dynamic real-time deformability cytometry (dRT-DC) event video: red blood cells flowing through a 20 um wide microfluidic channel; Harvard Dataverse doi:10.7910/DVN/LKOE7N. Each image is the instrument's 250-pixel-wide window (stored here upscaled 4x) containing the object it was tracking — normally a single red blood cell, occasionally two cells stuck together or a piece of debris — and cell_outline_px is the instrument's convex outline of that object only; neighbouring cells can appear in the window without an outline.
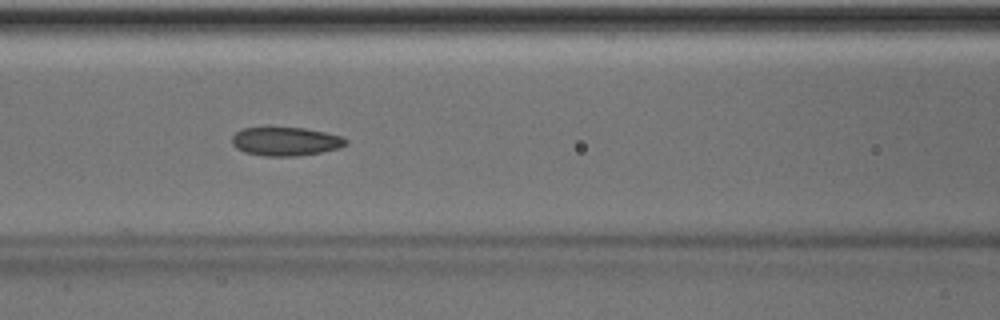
{"species": "Egyptian fruit bat (a non-hibernating species)", "species_latin": "Rousettus aegyptiacus", "temperature_condition": "room temperature", "stored_images_in_passage": 50, "camera_frame_rate_fps": 3000, "um_per_image_px": 0.085, "animal": {"sex": "male"}, "frame": {"image": 1, "passage_image": 22, "time_ms": 7.0, "image_size_px": [1000, 320], "cell_outline_px": [[348, 144], [340, 148], [320, 152], [296, 156], [264, 156], [244, 152], [236, 148], [232, 144], [232, 136], [236, 132], [244, 128], [304, 128], [324, 132], [340, 136], [348, 140]], "centroid_in_image_um": [24.28, 12.03], "position_along_channel_um": 142.3, "area_um2": 18.9}}
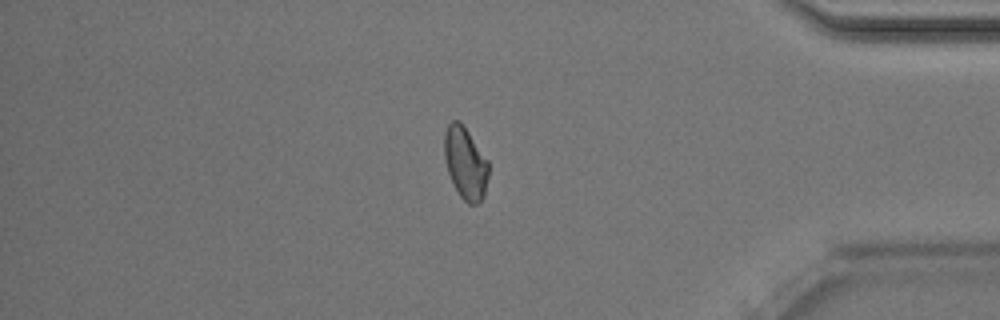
{"frame": {"image": 2, "passage_image": 43, "time_ms": 14.0, "image_size_px": [1000, 320], "cell_outline_px": [[488, 176], [484, 196], [476, 204], [468, 204], [460, 196], [452, 184], [448, 172], [444, 156], [444, 132], [448, 124], [452, 120], [460, 120], [488, 160]], "centroid_in_image_um": [39.54, 13.85], "position_along_channel_um": 395.7, "area_um2": 18.67}, "authors_computed_cell_mechanics": {"area_um2": 19.4208, "velocity_mm_per_s": 4.0342, "shape_relaxation_time_tau1_ms": null, "shape_relaxation_time_tau2_ms": 2.8831, "deformation_change_tau1": null, "deformation_change_tau2": 0.0852}}